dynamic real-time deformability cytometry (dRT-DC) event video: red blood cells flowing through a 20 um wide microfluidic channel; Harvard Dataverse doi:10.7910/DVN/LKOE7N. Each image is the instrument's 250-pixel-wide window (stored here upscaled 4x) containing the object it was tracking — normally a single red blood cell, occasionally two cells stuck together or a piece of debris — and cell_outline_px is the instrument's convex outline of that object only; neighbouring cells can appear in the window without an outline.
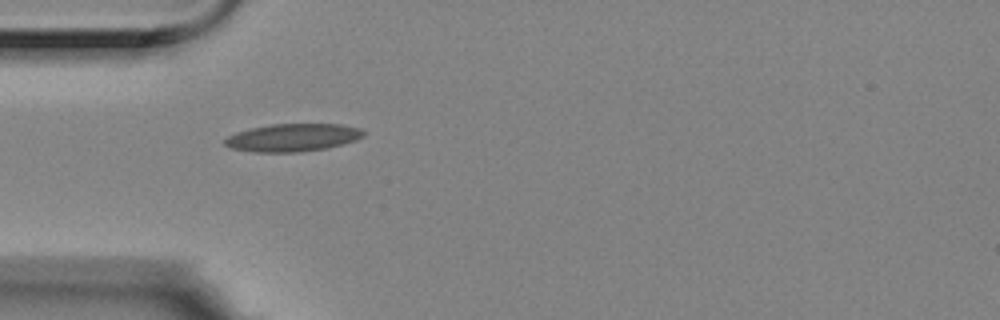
{"species": "Egyptian fruit bat (a non-hibernating species)", "species_latin": "Rousettus aegyptiacus", "temperature_condition": "room temperature", "stored_images_in_passage": 7, "camera_frame_rate_fps": 3000, "um_per_image_px": 0.085, "animal": {"sex": "female"}, "frame": {"image": 1, "passage_image": 4, "time_ms": 1.0, "image_size_px": [1000, 320], "cell_outline_px": [[364, 136], [356, 140], [328, 148], [300, 152], [252, 152], [232, 148], [224, 144], [224, 140], [228, 136], [236, 132], [252, 128], [272, 124], [340, 124], [360, 128], [364, 132]], "centroid_in_image_um": [24.89, 11.7], "position_along_channel_um": 60.1, "area_um2": 22.43}}
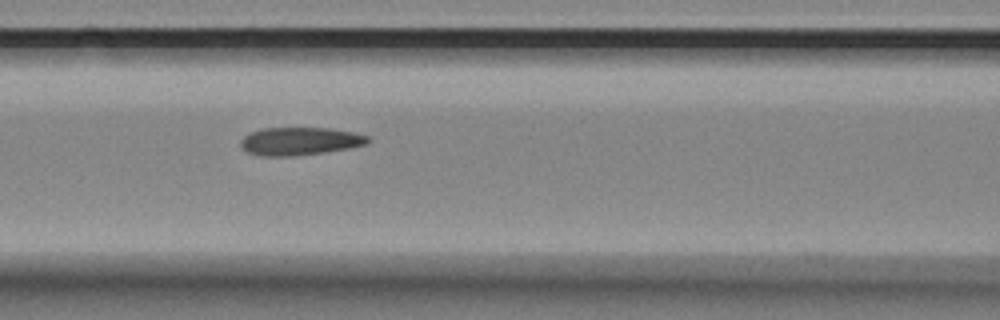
{"frame": {"image": 2, "passage_image": 6, "time_ms": 1.667, "image_size_px": [1000, 320], "cell_outline_px": [[372, 140], [368, 144], [348, 148], [324, 152], [292, 156], [260, 156], [248, 152], [240, 144], [240, 140], [244, 136], [260, 128], [328, 128], [352, 132], [368, 136]], "centroid_in_image_um": [25.5, 12.0], "position_along_channel_um": 141.1, "area_um2": 20.63}}
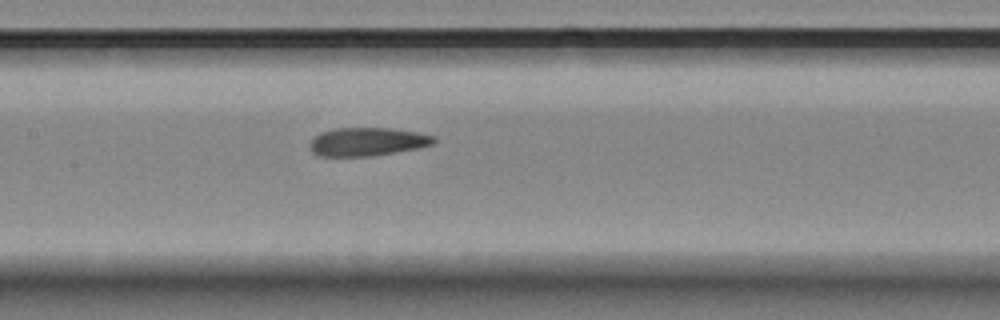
{"frame": {"image": 3, "passage_image": 7, "time_ms": 2.0, "image_size_px": [1000, 320], "cell_outline_px": [[436, 140], [432, 144], [416, 148], [372, 156], [320, 156], [312, 152], [308, 144], [320, 132], [336, 128], [392, 128], [416, 132], [436, 136]], "centroid_in_image_um": [31.2, 12.04], "position_along_channel_um": 176.2, "area_um2": 20.4}}